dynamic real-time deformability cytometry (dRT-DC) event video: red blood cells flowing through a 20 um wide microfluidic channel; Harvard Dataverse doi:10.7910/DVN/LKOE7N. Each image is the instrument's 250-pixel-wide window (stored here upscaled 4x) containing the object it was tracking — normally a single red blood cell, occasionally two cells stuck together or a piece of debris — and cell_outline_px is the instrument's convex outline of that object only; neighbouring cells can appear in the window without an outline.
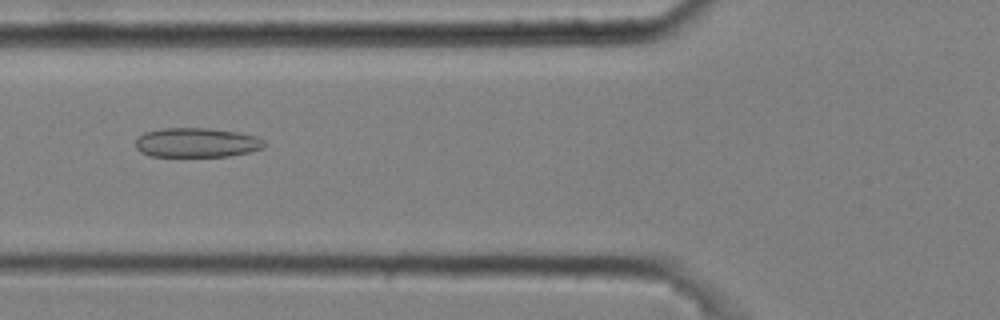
{"species": "common noctule bat (a hibernating species)", "species_latin": "Nyctalus noctula", "temperature_condition": "cold", "stored_images_in_passage": 49, "camera_frame_rate_fps": 3000, "um_per_image_px": 0.085, "animal": {"sex": "male", "body_mass_g": 20.4}, "frame": {"image": 1, "passage_image": 20, "time_ms": 6.333, "image_size_px": [1000, 320], "cell_outline_px": [[264, 148], [248, 152], [228, 156], [152, 156], [140, 152], [136, 148], [136, 140], [144, 132], [164, 128], [208, 128], [236, 132], [256, 136], [264, 140]], "centroid_in_image_um": [16.71, 12.12], "position_along_channel_um": 109.1, "area_um2": 21.96}}
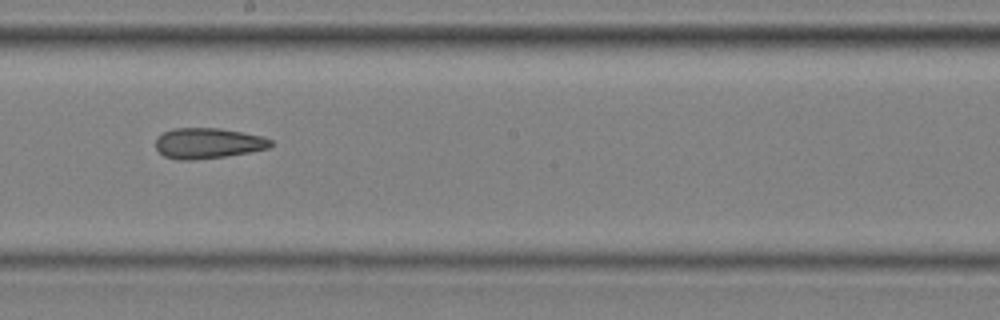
{"frame": {"image": 2, "passage_image": 30, "time_ms": 9.667, "image_size_px": [1000, 320], "cell_outline_px": [[272, 144], [268, 148], [248, 152], [224, 156], [192, 160], [180, 160], [164, 156], [156, 148], [156, 136], [164, 132], [176, 128], [220, 128], [260, 136], [272, 140]], "centroid_in_image_um": [17.64, 12.17], "position_along_channel_um": 230.6, "area_um2": 20.23}}
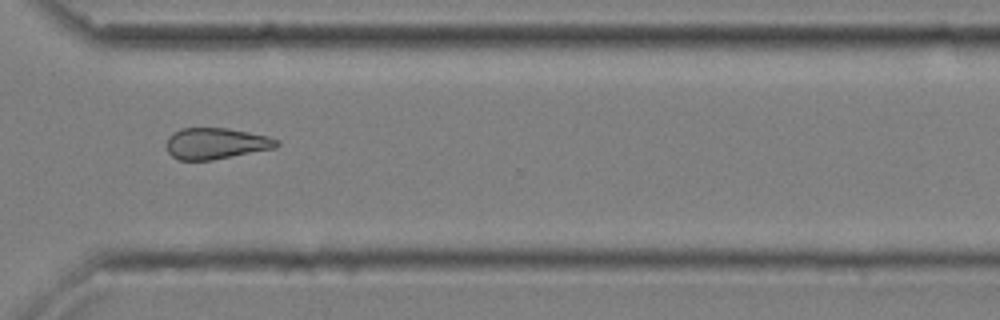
{"frame": {"image": 3, "passage_image": 40, "time_ms": 13.0, "image_size_px": [1000, 320], "cell_outline_px": [[280, 144], [276, 148], [212, 160], [180, 160], [172, 156], [168, 152], [168, 136], [172, 132], [180, 128], [228, 128], [268, 136], [280, 140]], "centroid_in_image_um": [18.38, 12.19], "position_along_channel_um": 352.2, "area_um2": 20.11}}